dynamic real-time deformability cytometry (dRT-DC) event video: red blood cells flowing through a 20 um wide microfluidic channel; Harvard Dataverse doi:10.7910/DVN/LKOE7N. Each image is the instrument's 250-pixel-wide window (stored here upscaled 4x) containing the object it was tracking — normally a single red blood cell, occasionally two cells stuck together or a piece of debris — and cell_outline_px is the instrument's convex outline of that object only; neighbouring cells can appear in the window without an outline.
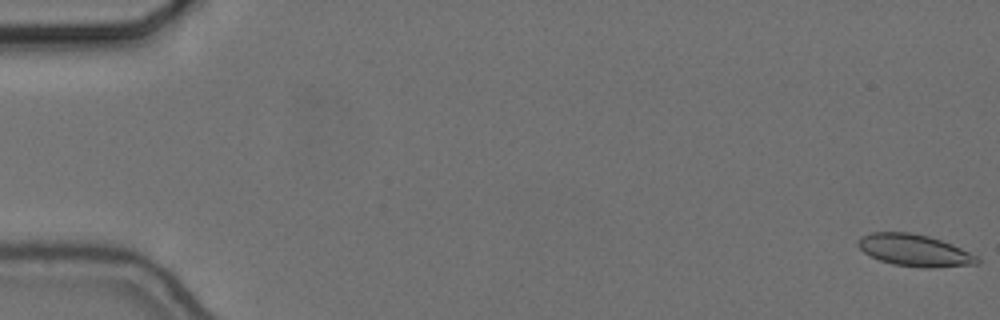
{"species": "common noctule bat (a hibernating species)", "species_latin": "Nyctalus noctula", "temperature_condition": "cold", "stored_images_in_passage": 58, "camera_frame_rate_fps": 3000, "um_per_image_px": 0.085, "animal": {"sex": "female", "body_mass_g": 24.6, "forearm_length_mm": 56.2}, "frame": {"image": 1, "passage_image": 1, "time_ms": 0.0, "image_size_px": [1000, 320], "cell_outline_px": [[980, 264], [928, 268], [924, 268], [892, 264], [880, 260], [864, 252], [856, 244], [856, 240], [860, 236], [872, 232], [908, 232], [928, 236], [952, 244], [980, 256]], "centroid_in_image_um": [77.76, 21.28], "position_along_channel_um": 7.2, "area_um2": 22.31}}
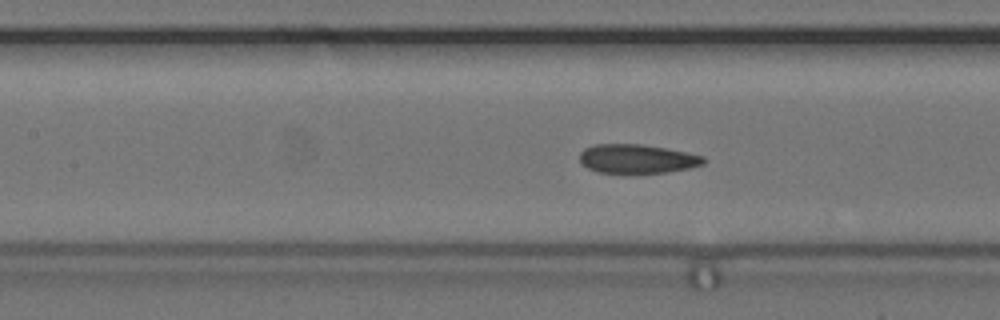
{"frame": {"image": 2, "passage_image": 26, "time_ms": 8.333, "image_size_px": [1000, 320], "cell_outline_px": [[708, 160], [704, 164], [688, 168], [668, 172], [636, 176], [624, 176], [596, 172], [580, 164], [580, 152], [584, 148], [596, 144], [640, 144], [664, 148], [704, 156]], "centroid_in_image_um": [54.11, 13.56], "position_along_channel_um": 153.3, "area_um2": 21.96}}
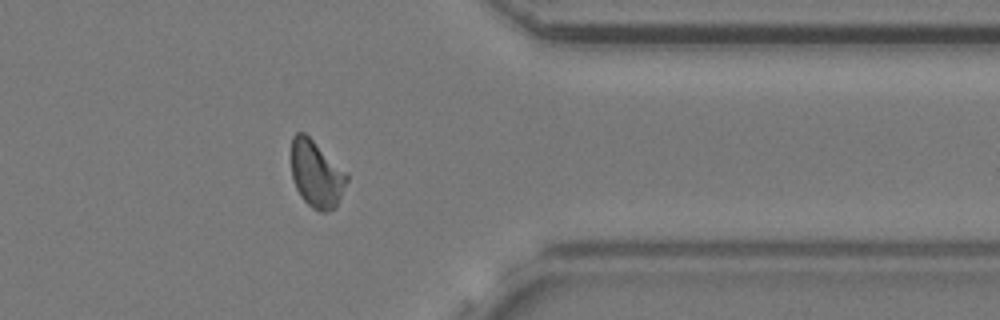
{"frame": {"image": 3, "passage_image": 46, "time_ms": 15.0, "image_size_px": [1000, 320], "cell_outline_px": [[348, 180], [336, 204], [332, 208], [324, 212], [320, 212], [312, 208], [300, 196], [296, 188], [292, 176], [292, 136], [296, 132], [304, 132], [348, 172]], "centroid_in_image_um": [26.89, 14.77], "position_along_channel_um": 384.5, "area_um2": 21.5}, "authors_computed_cell_mechanics": {"area_um2": 21.675, "velocity_mm_per_s": 3.6539, "shape_relaxation_time_tau1_ms": null, "shape_relaxation_time_tau2_ms": 1.7403, "deformation_change_tau1": null, "deformation_change_tau2": 0.078}}